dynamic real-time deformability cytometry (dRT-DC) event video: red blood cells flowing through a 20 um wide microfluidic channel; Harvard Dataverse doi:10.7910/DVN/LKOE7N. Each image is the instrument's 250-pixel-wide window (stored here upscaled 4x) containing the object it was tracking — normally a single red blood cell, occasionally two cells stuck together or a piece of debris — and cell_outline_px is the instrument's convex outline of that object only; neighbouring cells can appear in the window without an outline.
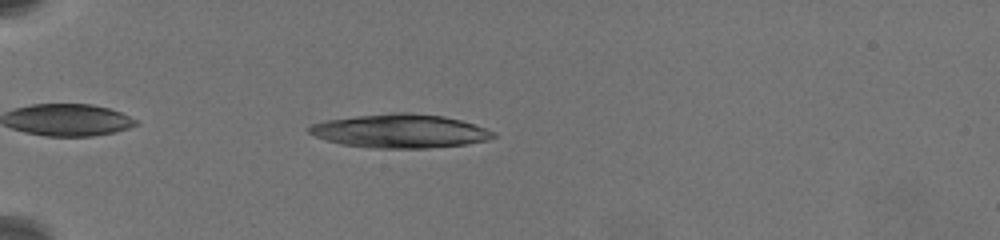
{"species": "common noctule bat (a hibernating species)", "species_latin": "Nyctalus noctula", "temperature_condition": "warm", "stored_images_in_passage": 32, "camera_frame_rate_fps": 3000, "um_per_image_px": 0.085, "animal": {"sex": "female", "body_mass_g": 19.5, "forearm_length_mm": 54.1}, "frame": {"image": 1, "passage_image": 2, "time_ms": 1.0, "image_size_px": [1000, 240], "cell_outline_px": [[496, 136], [488, 140], [468, 144], [428, 148], [372, 148], [340, 144], [316, 136], [308, 132], [304, 128], [312, 124], [324, 120], [356, 116], [392, 112], [408, 112], [444, 116], [460, 120], [496, 132]], "centroid_in_image_um": [33.99, 11.14], "position_along_channel_um": 51.0, "area_um2": 36.3}}